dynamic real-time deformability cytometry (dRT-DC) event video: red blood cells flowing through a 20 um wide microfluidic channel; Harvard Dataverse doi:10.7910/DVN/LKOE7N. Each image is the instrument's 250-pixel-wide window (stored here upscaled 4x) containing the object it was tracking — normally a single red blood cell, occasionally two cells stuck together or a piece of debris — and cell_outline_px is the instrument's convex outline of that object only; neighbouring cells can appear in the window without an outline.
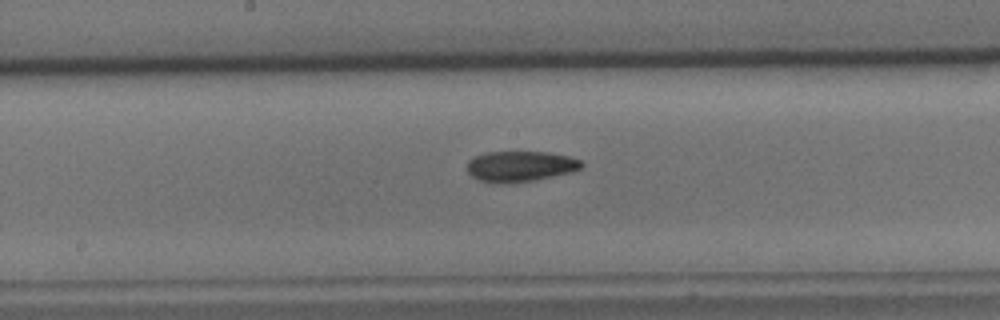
{"species": "common noctule bat (a hibernating species)", "species_latin": "Nyctalus noctula", "temperature_condition": "cold", "stored_images_in_passage": 43, "camera_frame_rate_fps": 3000, "um_per_image_px": 0.085, "animal": {"sex": "male", "body_mass_g": 15.6}, "frame": {"image": 1, "passage_image": 21, "time_ms": 6.667, "image_size_px": [1000, 320], "cell_outline_px": [[584, 164], [580, 168], [568, 172], [536, 180], [496, 184], [492, 184], [480, 180], [472, 176], [468, 172], [468, 160], [484, 152], [548, 152], [568, 156], [580, 160]], "centroid_in_image_um": [44.19, 14.14], "position_along_channel_um": 204.0, "area_um2": 20.29}}
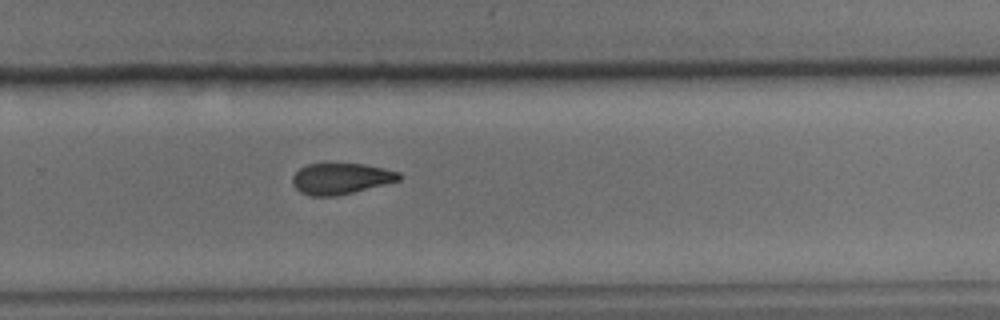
{"frame": {"image": 2, "passage_image": 29, "time_ms": 9.333, "image_size_px": [1000, 320], "cell_outline_px": [[400, 180], [352, 192], [332, 196], [312, 196], [300, 192], [292, 184], [292, 176], [300, 168], [308, 164], [324, 160], [364, 164], [384, 168], [400, 172]], "centroid_in_image_um": [28.92, 15.12], "position_along_channel_um": 300.9, "area_um2": 19.83}}
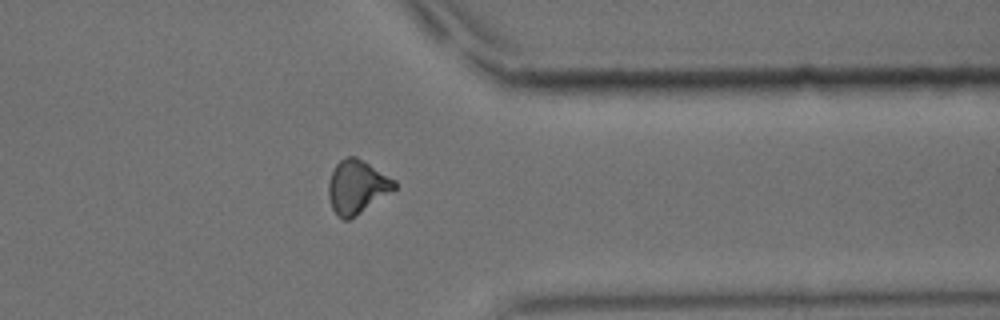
{"frame": {"image": 3, "passage_image": 36, "time_ms": 11.667, "image_size_px": [1000, 320], "cell_outline_px": [[396, 188], [348, 220], [344, 220], [336, 216], [332, 208], [328, 196], [328, 184], [332, 172], [336, 164], [340, 160], [348, 156], [356, 156], [396, 180]], "centroid_in_image_um": [30.31, 15.87], "position_along_channel_um": 381.1, "area_um2": 20.29}, "authors_computed_cell_mechanics": {"area_um2": 20.23, "velocity_mm_per_s": 3.6451, "shape_relaxation_time_tau1_ms": 5.3688, "shape_relaxation_time_tau2_ms": 5.5103, "deformation_change_tau1": 0.1443, "deformation_change_tau2": 0.1275}}